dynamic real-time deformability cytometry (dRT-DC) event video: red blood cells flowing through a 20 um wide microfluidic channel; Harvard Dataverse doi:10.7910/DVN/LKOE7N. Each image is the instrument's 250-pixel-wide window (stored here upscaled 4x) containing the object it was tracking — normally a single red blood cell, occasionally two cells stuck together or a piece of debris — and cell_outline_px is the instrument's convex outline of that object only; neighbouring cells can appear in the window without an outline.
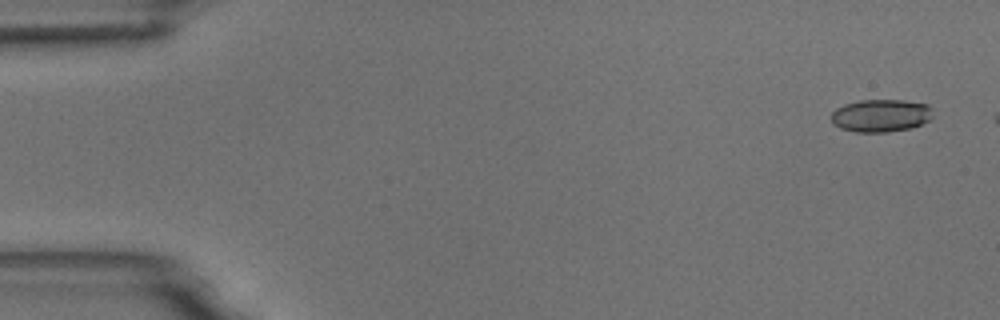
{"species": "common noctule bat (a hibernating species)", "species_latin": "Nyctalus noctula", "temperature_condition": "room temperature", "stored_images_in_passage": 6, "segment_of_instrument_passage": [2, 2], "camera_frame_rate_fps": 3000, "um_per_image_px": 0.085, "animal": {"sex": "male", "body_mass_g": 18.8}, "frame": {"image": 1, "passage_image": 6, "time_ms": 6.0, "image_size_px": [1000, 320], "cell_outline_px": [[932, 116], [928, 120], [912, 128], [888, 132], [856, 132], [840, 128], [832, 124], [832, 112], [836, 108], [844, 104], [860, 100], [904, 100], [928, 104], [932, 108]], "centroid_in_image_um": [74.86, 9.82], "position_along_channel_um": 10.1, "area_um2": 19.48}}